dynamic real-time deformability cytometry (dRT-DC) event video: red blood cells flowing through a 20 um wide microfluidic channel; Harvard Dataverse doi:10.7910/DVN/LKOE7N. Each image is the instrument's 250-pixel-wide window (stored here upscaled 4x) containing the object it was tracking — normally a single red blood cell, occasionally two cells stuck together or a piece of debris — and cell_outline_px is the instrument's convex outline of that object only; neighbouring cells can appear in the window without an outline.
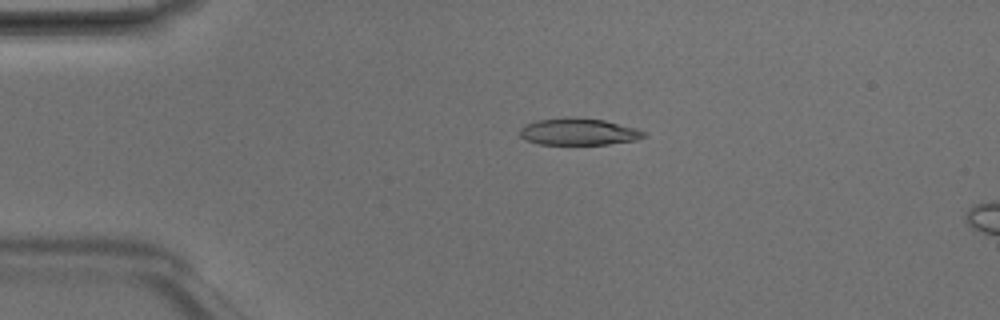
{"species": "Egyptian fruit bat (a non-hibernating species)", "species_latin": "Rousettus aegyptiacus", "temperature_condition": "room temperature", "stored_images_in_passage": 4, "camera_frame_rate_fps": 3000, "um_per_image_px": 0.085, "animal": {"sex": "male"}, "frame": {"image": 1, "passage_image": 2, "time_ms": 0.333, "image_size_px": [1000, 320], "cell_outline_px": [[644, 136], [636, 140], [608, 144], [540, 144], [524, 140], [520, 136], [520, 128], [524, 124], [536, 120], [568, 116], [576, 116], [604, 120], [636, 128], [644, 132]], "centroid_in_image_um": [49.11, 11.18], "position_along_channel_um": 35.9, "area_um2": 19.59}}